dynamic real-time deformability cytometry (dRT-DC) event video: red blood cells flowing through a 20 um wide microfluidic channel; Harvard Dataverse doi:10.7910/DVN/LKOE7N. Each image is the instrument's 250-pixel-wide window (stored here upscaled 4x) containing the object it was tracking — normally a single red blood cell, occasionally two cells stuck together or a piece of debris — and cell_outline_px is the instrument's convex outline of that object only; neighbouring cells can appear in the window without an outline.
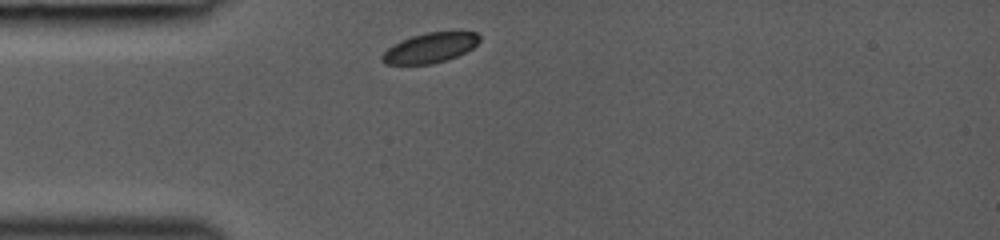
{"species": "common noctule bat (a hibernating species)", "species_latin": "Nyctalus noctula", "temperature_condition": "room temperature", "stored_images_in_passage": 3, "camera_frame_rate_fps": 3000, "um_per_image_px": 0.085, "animal": {"sex": "female", "body_mass_g": 19.0, "forearm_length_mm": 53.3}, "frame": {"image": 1, "passage_image": 1, "time_ms": 0.0, "image_size_px": [1000, 240], "cell_outline_px": [[480, 40], [472, 48], [456, 56], [432, 64], [384, 64], [380, 60], [380, 56], [388, 48], [412, 36], [428, 32], [476, 32], [480, 36]], "centroid_in_image_um": [36.54, 4.07], "position_along_channel_um": 48.5, "area_um2": 16.65}}
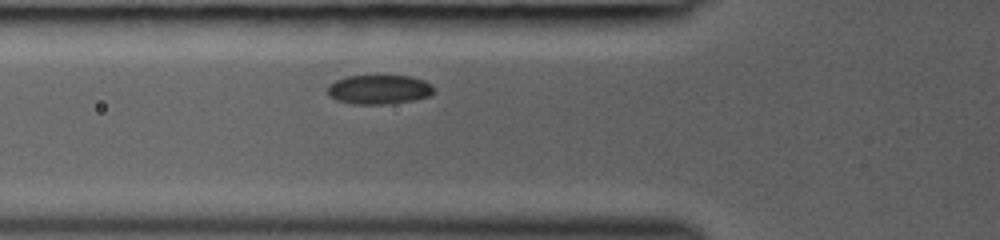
{"frame": {"image": 2, "passage_image": 3, "time_ms": 0.667, "image_size_px": [1000, 240], "cell_outline_px": [[432, 92], [428, 96], [412, 100], [388, 104], [352, 104], [336, 100], [328, 96], [328, 84], [336, 80], [348, 76], [412, 76], [424, 80], [432, 84]], "centroid_in_image_um": [32.18, 7.61], "position_along_channel_um": 93.6, "area_um2": 18.09}}